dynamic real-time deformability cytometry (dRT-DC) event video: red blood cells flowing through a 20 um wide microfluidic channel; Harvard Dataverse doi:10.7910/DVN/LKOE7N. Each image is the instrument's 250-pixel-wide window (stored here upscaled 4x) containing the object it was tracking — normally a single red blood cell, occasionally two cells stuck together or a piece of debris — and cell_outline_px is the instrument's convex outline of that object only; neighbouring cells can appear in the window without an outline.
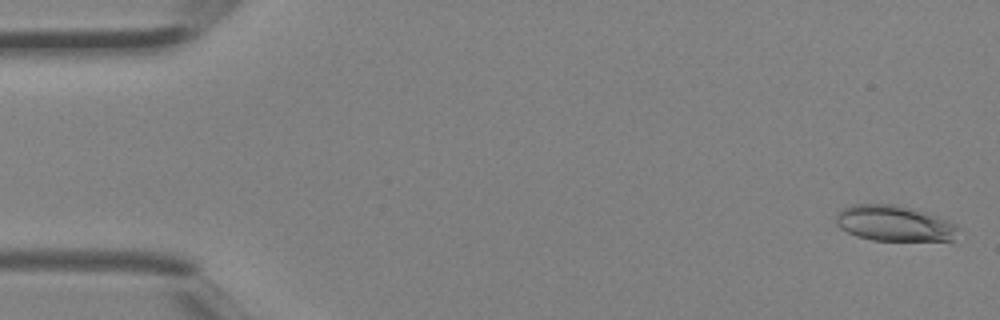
{"species": "Egyptian fruit bat (a non-hibernating species)", "species_latin": "Rousettus aegyptiacus", "temperature_condition": "room temperature", "stored_images_in_passage": 3, "camera_frame_rate_fps": 3000, "um_per_image_px": 0.085, "animal": {"sex": "female"}, "frame": {"image": 1, "passage_image": 3, "time_ms": 0.667, "image_size_px": [1000, 320], "cell_outline_px": [[960, 228], [952, 240], [872, 240], [856, 236], [840, 228], [836, 224], [836, 212], [840, 208], [852, 204], [896, 204], [912, 208], [936, 216], [956, 224]], "centroid_in_image_um": [75.95, 18.97], "position_along_channel_um": 9.0, "area_um2": 25.43}}